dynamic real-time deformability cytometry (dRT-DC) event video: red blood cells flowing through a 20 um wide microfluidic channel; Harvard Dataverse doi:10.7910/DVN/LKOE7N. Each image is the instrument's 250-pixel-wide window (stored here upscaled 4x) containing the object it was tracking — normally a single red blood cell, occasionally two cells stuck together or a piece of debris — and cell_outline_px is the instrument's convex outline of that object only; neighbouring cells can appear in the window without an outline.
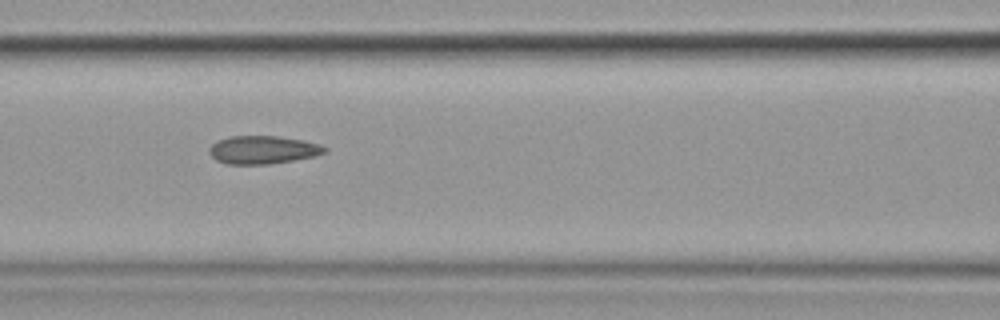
{"species": "common noctule bat (a hibernating species)", "species_latin": "Nyctalus noctula", "temperature_condition": "cold", "stored_images_in_passage": 15, "camera_frame_rate_fps": 3000, "um_per_image_px": 0.085, "animal": {"sex": "female", "body_mass_g": 19.9}, "frame": {"image": 1, "passage_image": 7, "time_ms": 7.667, "image_size_px": [1000, 320], "cell_outline_px": [[328, 152], [312, 156], [292, 160], [268, 164], [224, 164], [216, 160], [208, 152], [208, 148], [216, 140], [228, 136], [280, 136], [304, 140], [320, 144], [328, 148]], "centroid_in_image_um": [22.32, 12.72], "position_along_channel_um": 144.3, "area_um2": 19.07}}
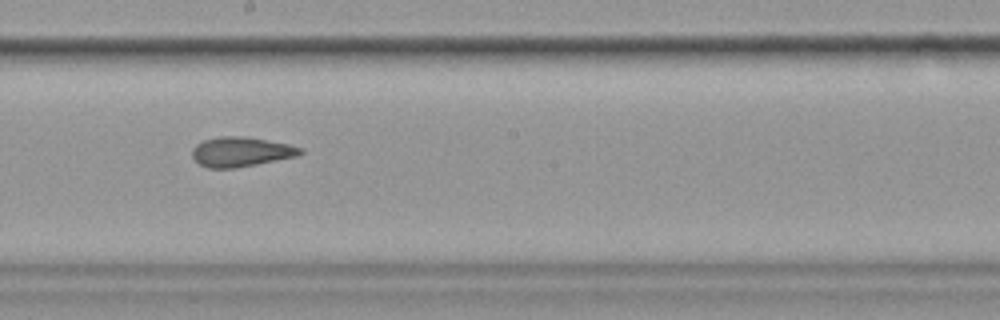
{"frame": {"image": 2, "passage_image": 9, "time_ms": 10.0, "image_size_px": [1000, 320], "cell_outline_px": [[304, 152], [296, 156], [256, 164], [232, 168], [208, 168], [200, 164], [192, 156], [192, 148], [196, 144], [204, 140], [220, 136], [248, 136], [288, 144], [304, 148]], "centroid_in_image_um": [20.49, 12.89], "position_along_channel_um": 227.7, "area_um2": 18.67}, "authors_computed_cell_mechanics": {"area_um2": 19.5942, "velocity_mm_per_s": 3.5999, "shape_relaxation_time_tau1_ms": null, "shape_relaxation_time_tau2_ms": 1.643, "deformation_change_tau1": null, "deformation_change_tau2": 0.0527}}